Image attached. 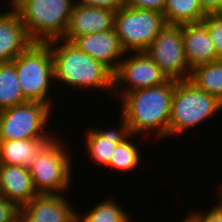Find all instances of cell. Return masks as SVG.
<instances>
[{"mask_svg":"<svg viewBox=\"0 0 222 222\" xmlns=\"http://www.w3.org/2000/svg\"><path fill=\"white\" fill-rule=\"evenodd\" d=\"M175 85L176 80L168 79L162 85L133 90L121 97L120 113L129 133L147 135L156 129V138H167Z\"/></svg>","mask_w":222,"mask_h":222,"instance_id":"6da1fadb","label":"cell"},{"mask_svg":"<svg viewBox=\"0 0 222 222\" xmlns=\"http://www.w3.org/2000/svg\"><path fill=\"white\" fill-rule=\"evenodd\" d=\"M47 43L53 56L55 80L74 88L113 90V73L105 65L80 51L72 42L55 39Z\"/></svg>","mask_w":222,"mask_h":222,"instance_id":"7a4b0ae2","label":"cell"},{"mask_svg":"<svg viewBox=\"0 0 222 222\" xmlns=\"http://www.w3.org/2000/svg\"><path fill=\"white\" fill-rule=\"evenodd\" d=\"M33 42L62 39L66 32L73 0H11Z\"/></svg>","mask_w":222,"mask_h":222,"instance_id":"3957f363","label":"cell"},{"mask_svg":"<svg viewBox=\"0 0 222 222\" xmlns=\"http://www.w3.org/2000/svg\"><path fill=\"white\" fill-rule=\"evenodd\" d=\"M23 95L28 101L44 103L50 107L48 91L55 79L54 61L48 43L33 42L13 61Z\"/></svg>","mask_w":222,"mask_h":222,"instance_id":"277c9868","label":"cell"},{"mask_svg":"<svg viewBox=\"0 0 222 222\" xmlns=\"http://www.w3.org/2000/svg\"><path fill=\"white\" fill-rule=\"evenodd\" d=\"M222 110V102L191 81H176L172 98L168 138L197 126Z\"/></svg>","mask_w":222,"mask_h":222,"instance_id":"5b68a950","label":"cell"},{"mask_svg":"<svg viewBox=\"0 0 222 222\" xmlns=\"http://www.w3.org/2000/svg\"><path fill=\"white\" fill-rule=\"evenodd\" d=\"M166 25L161 12L125 5L116 11L114 17V30L126 53L145 52Z\"/></svg>","mask_w":222,"mask_h":222,"instance_id":"8992f818","label":"cell"},{"mask_svg":"<svg viewBox=\"0 0 222 222\" xmlns=\"http://www.w3.org/2000/svg\"><path fill=\"white\" fill-rule=\"evenodd\" d=\"M59 141L56 137L49 140L28 167L38 194H63L61 192L70 185L71 160L66 146Z\"/></svg>","mask_w":222,"mask_h":222,"instance_id":"52a82bcc","label":"cell"},{"mask_svg":"<svg viewBox=\"0 0 222 222\" xmlns=\"http://www.w3.org/2000/svg\"><path fill=\"white\" fill-rule=\"evenodd\" d=\"M50 109L44 103L27 101L1 110L0 141L53 138V134L42 130L48 122Z\"/></svg>","mask_w":222,"mask_h":222,"instance_id":"ba28073f","label":"cell"},{"mask_svg":"<svg viewBox=\"0 0 222 222\" xmlns=\"http://www.w3.org/2000/svg\"><path fill=\"white\" fill-rule=\"evenodd\" d=\"M145 52L159 66L167 79H189L192 68L185 56L182 25L167 24Z\"/></svg>","mask_w":222,"mask_h":222,"instance_id":"9c48e42d","label":"cell"},{"mask_svg":"<svg viewBox=\"0 0 222 222\" xmlns=\"http://www.w3.org/2000/svg\"><path fill=\"white\" fill-rule=\"evenodd\" d=\"M129 56L131 57L121 60L113 73L111 94L115 96L120 94L121 96L118 97H122L127 92L159 86L168 80L146 52H135L134 55Z\"/></svg>","mask_w":222,"mask_h":222,"instance_id":"30bf717a","label":"cell"},{"mask_svg":"<svg viewBox=\"0 0 222 222\" xmlns=\"http://www.w3.org/2000/svg\"><path fill=\"white\" fill-rule=\"evenodd\" d=\"M116 11L74 4L69 23L61 40L72 42L76 37L114 29Z\"/></svg>","mask_w":222,"mask_h":222,"instance_id":"8fae6325","label":"cell"},{"mask_svg":"<svg viewBox=\"0 0 222 222\" xmlns=\"http://www.w3.org/2000/svg\"><path fill=\"white\" fill-rule=\"evenodd\" d=\"M72 43L80 51L105 65L112 73L115 72L121 62V56L124 58L123 56L127 54L114 29L98 34L82 35L76 37ZM118 59L119 61H117Z\"/></svg>","mask_w":222,"mask_h":222,"instance_id":"7c38bea8","label":"cell"},{"mask_svg":"<svg viewBox=\"0 0 222 222\" xmlns=\"http://www.w3.org/2000/svg\"><path fill=\"white\" fill-rule=\"evenodd\" d=\"M0 195L22 208L38 195L29 168L0 164Z\"/></svg>","mask_w":222,"mask_h":222,"instance_id":"4fadbf2b","label":"cell"},{"mask_svg":"<svg viewBox=\"0 0 222 222\" xmlns=\"http://www.w3.org/2000/svg\"><path fill=\"white\" fill-rule=\"evenodd\" d=\"M10 11L0 13V63L12 62L33 43L18 13Z\"/></svg>","mask_w":222,"mask_h":222,"instance_id":"5bb4252c","label":"cell"},{"mask_svg":"<svg viewBox=\"0 0 222 222\" xmlns=\"http://www.w3.org/2000/svg\"><path fill=\"white\" fill-rule=\"evenodd\" d=\"M182 37L185 56L191 68L221 60L202 22L182 25Z\"/></svg>","mask_w":222,"mask_h":222,"instance_id":"9a60e30c","label":"cell"},{"mask_svg":"<svg viewBox=\"0 0 222 222\" xmlns=\"http://www.w3.org/2000/svg\"><path fill=\"white\" fill-rule=\"evenodd\" d=\"M22 209L37 222H77V212L62 194H38Z\"/></svg>","mask_w":222,"mask_h":222,"instance_id":"2e32d148","label":"cell"},{"mask_svg":"<svg viewBox=\"0 0 222 222\" xmlns=\"http://www.w3.org/2000/svg\"><path fill=\"white\" fill-rule=\"evenodd\" d=\"M120 128L99 130L90 129L86 135V150L91 160L95 161L96 164L107 165L110 163L112 154L117 146L124 140L130 133L127 127L126 120L121 116Z\"/></svg>","mask_w":222,"mask_h":222,"instance_id":"e0dca14e","label":"cell"},{"mask_svg":"<svg viewBox=\"0 0 222 222\" xmlns=\"http://www.w3.org/2000/svg\"><path fill=\"white\" fill-rule=\"evenodd\" d=\"M52 138L0 141V164L29 167Z\"/></svg>","mask_w":222,"mask_h":222,"instance_id":"ac0fdd59","label":"cell"},{"mask_svg":"<svg viewBox=\"0 0 222 222\" xmlns=\"http://www.w3.org/2000/svg\"><path fill=\"white\" fill-rule=\"evenodd\" d=\"M188 80L222 102V59L193 67Z\"/></svg>","mask_w":222,"mask_h":222,"instance_id":"d6986e66","label":"cell"},{"mask_svg":"<svg viewBox=\"0 0 222 222\" xmlns=\"http://www.w3.org/2000/svg\"><path fill=\"white\" fill-rule=\"evenodd\" d=\"M27 101L19 83L15 64L0 63V111Z\"/></svg>","mask_w":222,"mask_h":222,"instance_id":"ffe728a7","label":"cell"},{"mask_svg":"<svg viewBox=\"0 0 222 222\" xmlns=\"http://www.w3.org/2000/svg\"><path fill=\"white\" fill-rule=\"evenodd\" d=\"M163 15L169 25L199 23L206 16L198 0H167Z\"/></svg>","mask_w":222,"mask_h":222,"instance_id":"44dd1931","label":"cell"},{"mask_svg":"<svg viewBox=\"0 0 222 222\" xmlns=\"http://www.w3.org/2000/svg\"><path fill=\"white\" fill-rule=\"evenodd\" d=\"M112 198L96 204L87 214L77 212V222H129V213ZM80 215V216H79Z\"/></svg>","mask_w":222,"mask_h":222,"instance_id":"7402d4cb","label":"cell"},{"mask_svg":"<svg viewBox=\"0 0 222 222\" xmlns=\"http://www.w3.org/2000/svg\"><path fill=\"white\" fill-rule=\"evenodd\" d=\"M131 137L134 138L135 135L130 133L124 140L117 143L110 163L107 165L109 168L119 169V171H132L139 166V149L137 148V144H134V142L130 140Z\"/></svg>","mask_w":222,"mask_h":222,"instance_id":"603a6c76","label":"cell"},{"mask_svg":"<svg viewBox=\"0 0 222 222\" xmlns=\"http://www.w3.org/2000/svg\"><path fill=\"white\" fill-rule=\"evenodd\" d=\"M202 23L206 26L217 55L222 59V13L206 14Z\"/></svg>","mask_w":222,"mask_h":222,"instance_id":"cb8c5ba5","label":"cell"},{"mask_svg":"<svg viewBox=\"0 0 222 222\" xmlns=\"http://www.w3.org/2000/svg\"><path fill=\"white\" fill-rule=\"evenodd\" d=\"M186 222H222V209L216 204L210 211L195 212L185 218Z\"/></svg>","mask_w":222,"mask_h":222,"instance_id":"d4e9b609","label":"cell"},{"mask_svg":"<svg viewBox=\"0 0 222 222\" xmlns=\"http://www.w3.org/2000/svg\"><path fill=\"white\" fill-rule=\"evenodd\" d=\"M167 0H124V5L134 9H147L163 13Z\"/></svg>","mask_w":222,"mask_h":222,"instance_id":"484cf974","label":"cell"},{"mask_svg":"<svg viewBox=\"0 0 222 222\" xmlns=\"http://www.w3.org/2000/svg\"><path fill=\"white\" fill-rule=\"evenodd\" d=\"M18 207L0 195V222H15Z\"/></svg>","mask_w":222,"mask_h":222,"instance_id":"4316f807","label":"cell"},{"mask_svg":"<svg viewBox=\"0 0 222 222\" xmlns=\"http://www.w3.org/2000/svg\"><path fill=\"white\" fill-rule=\"evenodd\" d=\"M74 2L78 5L111 9L113 11H117L124 5V0H74Z\"/></svg>","mask_w":222,"mask_h":222,"instance_id":"83f0119b","label":"cell"},{"mask_svg":"<svg viewBox=\"0 0 222 222\" xmlns=\"http://www.w3.org/2000/svg\"><path fill=\"white\" fill-rule=\"evenodd\" d=\"M198 2L205 14L222 13V0H198Z\"/></svg>","mask_w":222,"mask_h":222,"instance_id":"f1b7e54d","label":"cell"},{"mask_svg":"<svg viewBox=\"0 0 222 222\" xmlns=\"http://www.w3.org/2000/svg\"><path fill=\"white\" fill-rule=\"evenodd\" d=\"M15 222H37L32 217H30L22 208H18Z\"/></svg>","mask_w":222,"mask_h":222,"instance_id":"f546056e","label":"cell"},{"mask_svg":"<svg viewBox=\"0 0 222 222\" xmlns=\"http://www.w3.org/2000/svg\"><path fill=\"white\" fill-rule=\"evenodd\" d=\"M219 188H221V190L219 191V192H221V193H219V195L221 196L219 199H218V201H219V203H217V205L222 209V187H219Z\"/></svg>","mask_w":222,"mask_h":222,"instance_id":"4dcf8cb0","label":"cell"}]
</instances>
